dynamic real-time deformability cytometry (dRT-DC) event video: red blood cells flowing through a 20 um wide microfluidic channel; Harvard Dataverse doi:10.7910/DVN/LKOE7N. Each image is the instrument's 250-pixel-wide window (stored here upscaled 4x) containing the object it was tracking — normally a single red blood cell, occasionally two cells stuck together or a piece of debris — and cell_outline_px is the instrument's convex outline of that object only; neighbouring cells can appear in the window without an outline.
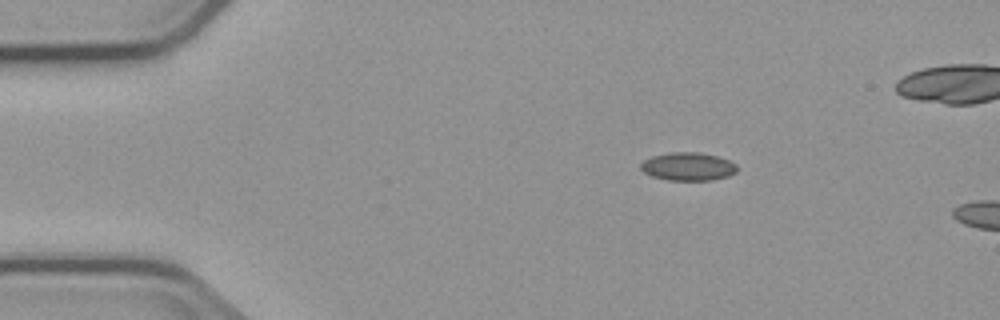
{"species": "common noctule bat (a hibernating species)", "species_latin": "Nyctalus noctula", "temperature_condition": "cold", "stored_images_in_passage": 5, "camera_frame_rate_fps": 3000, "um_per_image_px": 0.085, "animal": {"sex": "male", "body_mass_g": 23.1, "forearm_length_mm": 52.7}, "frame": {"image": 1, "passage_image": 2, "time_ms": 1.0, "image_size_px": [1000, 320], "cell_outline_px": [[736, 172], [728, 176], [712, 180], [668, 180], [652, 176], [644, 172], [640, 168], [640, 164], [644, 160], [652, 156], [672, 152], [700, 152], [716, 156], [728, 160], [736, 164]], "centroid_in_image_um": [58.47, 14.15], "position_along_channel_um": 26.5, "area_um2": 15.72}}